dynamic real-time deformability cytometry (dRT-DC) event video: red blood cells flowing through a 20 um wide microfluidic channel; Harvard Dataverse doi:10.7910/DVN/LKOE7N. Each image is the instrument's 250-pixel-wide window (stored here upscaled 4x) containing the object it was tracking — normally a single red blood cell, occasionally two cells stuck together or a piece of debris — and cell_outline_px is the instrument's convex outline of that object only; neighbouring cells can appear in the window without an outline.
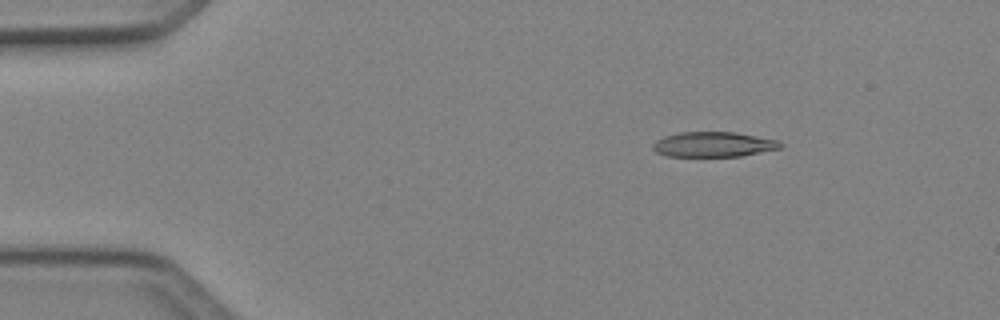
{"species": "Egyptian fruit bat (a non-hibernating species)", "species_latin": "Rousettus aegyptiacus", "temperature_condition": "cold", "stored_images_in_passage": 5, "camera_frame_rate_fps": 3000, "um_per_image_px": 0.085, "animal": {"sex": "female"}, "frame": {"image": 1, "passage_image": 3, "time_ms": 0.667, "image_size_px": [1000, 320], "cell_outline_px": [[784, 144], [780, 148], [740, 156], [668, 156], [656, 152], [652, 148], [652, 144], [656, 140], [664, 136], [680, 132], [736, 132], [780, 140]], "centroid_in_image_um": [60.66, 12.26], "position_along_channel_um": 24.3, "area_um2": 18.67}}